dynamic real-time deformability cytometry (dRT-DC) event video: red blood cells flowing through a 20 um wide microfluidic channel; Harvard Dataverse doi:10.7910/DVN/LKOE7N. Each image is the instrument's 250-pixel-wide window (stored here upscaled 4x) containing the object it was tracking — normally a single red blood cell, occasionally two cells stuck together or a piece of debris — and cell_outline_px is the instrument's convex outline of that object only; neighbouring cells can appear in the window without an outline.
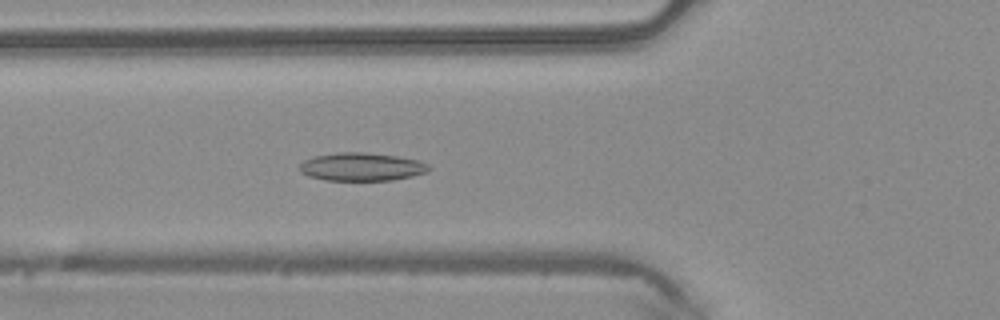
{"species": "common noctule bat (a hibernating species)", "species_latin": "Nyctalus noctula", "temperature_condition": "warm", "stored_images_in_passage": 49, "camera_frame_rate_fps": 3000, "um_per_image_px": 0.085, "animal": {"sex": "male", "body_mass_g": 20.4}, "frame": {"image": 1, "passage_image": 18, "time_ms": 5.667, "image_size_px": [1000, 320], "cell_outline_px": [[432, 168], [428, 172], [412, 176], [392, 180], [324, 180], [308, 176], [300, 172], [300, 164], [304, 160], [312, 156], [336, 152], [364, 152], [396, 156], [420, 160], [428, 164]], "centroid_in_image_um": [30.74, 14.17], "position_along_channel_um": 95.1, "area_um2": 21.39}}
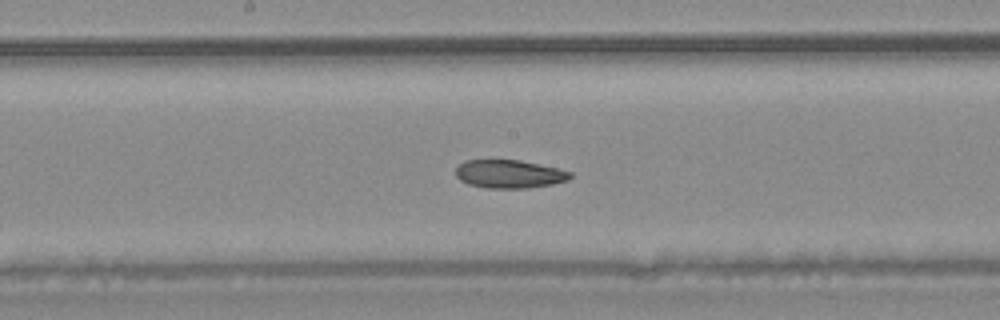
{"frame": {"image": 2, "passage_image": 26, "time_ms": 8.333, "image_size_px": [1000, 320], "cell_outline_px": [[572, 176], [568, 180], [552, 184], [528, 188], [488, 188], [468, 184], [460, 180], [456, 176], [456, 168], [464, 160], [520, 160], [556, 168], [572, 172]], "centroid_in_image_um": [43.28, 14.79], "position_along_channel_um": 204.9, "area_um2": 18.79}}
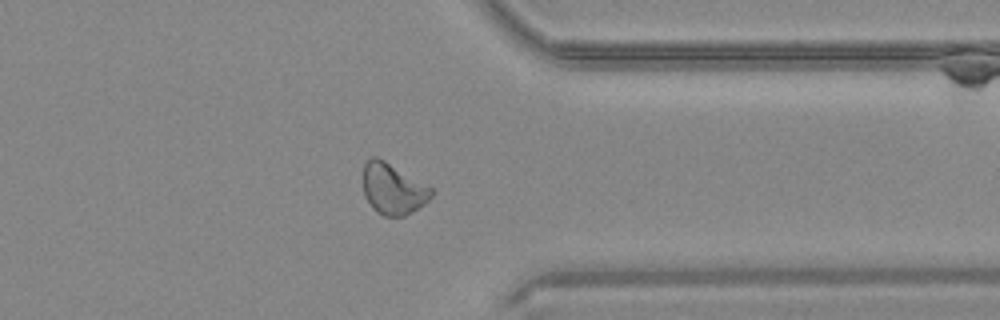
{"frame": {"image": 3, "passage_image": 39, "time_ms": 12.667, "image_size_px": [1000, 320], "cell_outline_px": [[436, 192], [420, 208], [404, 216], [384, 216], [376, 212], [372, 208], [364, 196], [364, 164], [372, 156], [376, 156], [384, 160], [432, 188]], "centroid_in_image_um": [33.41, 16.08], "position_along_channel_um": 378.0, "area_um2": 20.23}, "authors_computed_cell_mechanics": {"area_um2": 20.808, "velocity_mm_per_s": 4.1124, "shape_relaxation_time_tau1_ms": null, "shape_relaxation_time_tau2_ms": 7.3591, "deformation_change_tau1": null, "deformation_change_tau2": 0.1163}}